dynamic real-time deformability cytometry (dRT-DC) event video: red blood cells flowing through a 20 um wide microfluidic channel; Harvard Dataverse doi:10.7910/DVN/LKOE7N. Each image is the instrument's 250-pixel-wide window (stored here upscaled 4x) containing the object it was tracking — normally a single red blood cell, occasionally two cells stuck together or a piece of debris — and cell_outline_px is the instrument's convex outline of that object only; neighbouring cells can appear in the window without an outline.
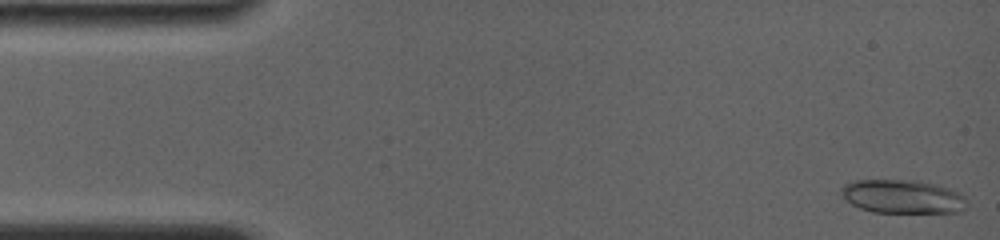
{"species": "common noctule bat (a hibernating species)", "species_latin": "Nyctalus noctula", "temperature_condition": "room temperature", "stored_images_in_passage": 27, "camera_frame_rate_fps": 4000, "um_per_image_px": 0.085, "animal": {"sex": "female", "body_mass_g": 19.0, "forearm_length_mm": 56.7}, "frame": {"image": 1, "passage_image": 1, "time_ms": 0.0, "image_size_px": [1000, 240], "cell_outline_px": [[964, 208], [960, 212], [872, 212], [860, 208], [852, 204], [840, 192], [840, 188], [844, 184], [856, 180], [920, 180], [936, 184], [960, 192], [964, 196]], "centroid_in_image_um": [76.71, 16.69], "position_along_channel_um": 8.3, "area_um2": 24.51}}
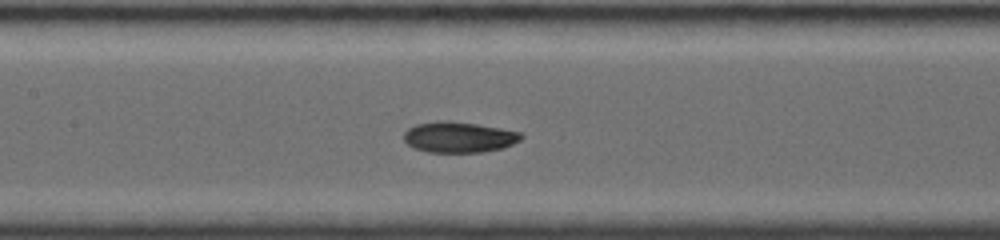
{"frame": {"image": 2, "passage_image": 17, "time_ms": 7.25, "image_size_px": [1000, 240], "cell_outline_px": [[524, 136], [520, 140], [504, 148], [484, 152], [428, 152], [416, 148], [408, 144], [404, 140], [404, 132], [408, 128], [416, 124], [436, 120], [448, 120], [476, 124], [500, 128], [520, 132]], "centroid_in_image_um": [39.01, 11.65], "position_along_channel_um": 168.4, "area_um2": 21.1}}
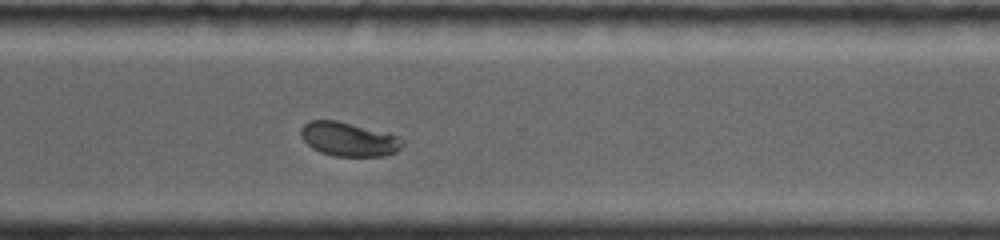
{"frame": {"image": 3, "passage_image": 27, "time_ms": 11.75, "image_size_px": [1000, 240], "cell_outline_px": [[404, 144], [396, 152], [384, 156], [332, 156], [320, 152], [312, 148], [300, 136], [300, 128], [308, 120], [336, 120], [388, 132], [400, 136], [404, 140]], "centroid_in_image_um": [29.66, 11.83], "position_along_channel_um": 340.9, "area_um2": 20.46}}